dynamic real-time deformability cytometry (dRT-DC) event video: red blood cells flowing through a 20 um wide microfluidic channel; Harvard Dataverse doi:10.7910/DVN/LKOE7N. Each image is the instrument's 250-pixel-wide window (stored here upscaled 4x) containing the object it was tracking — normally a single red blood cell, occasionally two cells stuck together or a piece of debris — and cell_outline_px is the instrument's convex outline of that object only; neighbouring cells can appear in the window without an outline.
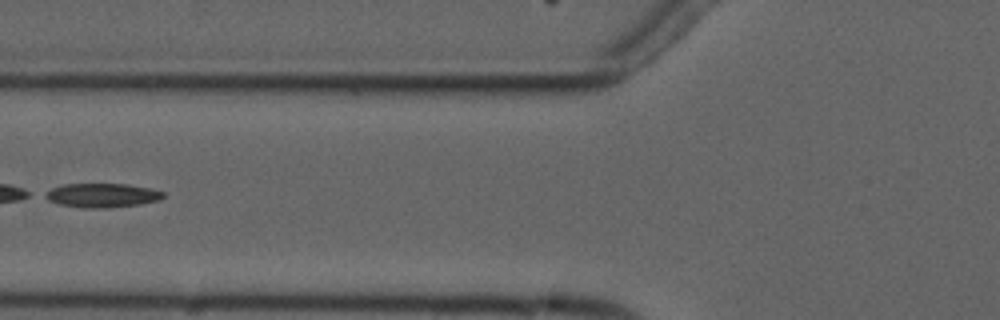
{"species": "common noctule bat (a hibernating species)", "species_latin": "Nyctalus noctula", "temperature_condition": "cold", "stored_images_in_passage": 7, "camera_frame_rate_fps": 3000, "um_per_image_px": 0.085, "animal": {"sex": "male", "forearm_length_mm": 52.5}, "frame": {"image": 1, "passage_image": 6, "time_ms": 6.0, "image_size_px": [1000, 320], "cell_outline_px": [[164, 196], [160, 200], [140, 204], [108, 208], [80, 208], [60, 204], [48, 200], [40, 196], [44, 192], [52, 188], [64, 184], [128, 184], [148, 188], [164, 192]], "centroid_in_image_um": [8.63, 16.61], "position_along_channel_um": 117.2, "area_um2": 16.7}}
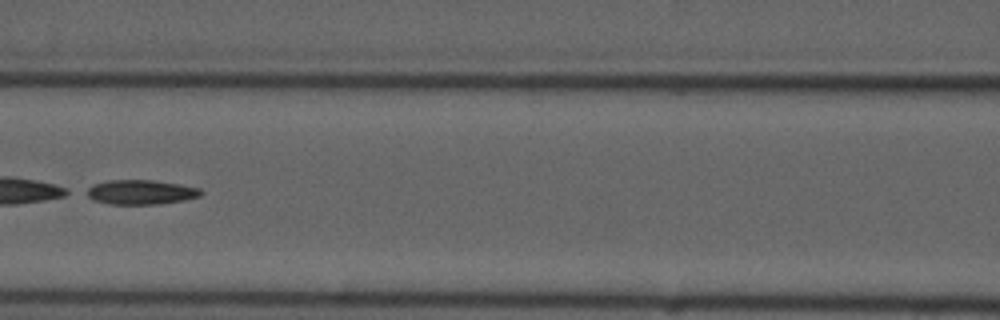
{"frame": {"image": 2, "passage_image": 7, "time_ms": 7.0, "image_size_px": [1000, 320], "cell_outline_px": [[204, 192], [200, 196], [184, 200], [160, 204], [108, 204], [92, 200], [80, 192], [84, 188], [92, 184], [108, 180], [152, 180], [200, 188]], "centroid_in_image_um": [11.85, 16.33], "position_along_channel_um": 154.8, "area_um2": 16.7}}